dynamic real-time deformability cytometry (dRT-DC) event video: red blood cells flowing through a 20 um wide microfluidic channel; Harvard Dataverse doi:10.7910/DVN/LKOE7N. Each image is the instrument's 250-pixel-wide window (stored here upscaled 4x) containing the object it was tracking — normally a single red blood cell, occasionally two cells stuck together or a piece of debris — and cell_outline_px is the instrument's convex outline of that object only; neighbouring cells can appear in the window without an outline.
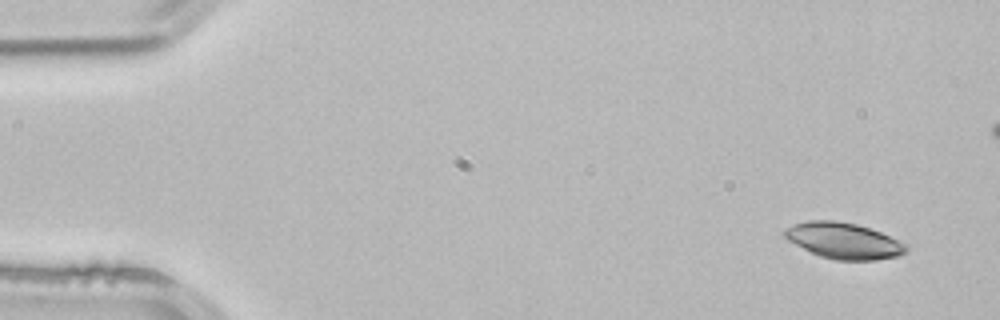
{"species": "common noctule bat (a hibernating species)", "species_latin": "Nyctalus noctula", "temperature_condition": "room temperature", "stored_images_in_passage": 4, "camera_frame_rate_fps": 3000, "um_per_image_px": 0.085, "animal": {"sex": "male", "body_mass_g": 21.5, "forearm_length_mm": 52.0}, "frame": {"image": 1, "passage_image": 1, "time_ms": 0.0, "image_size_px": [1000, 320], "cell_outline_px": [[908, 252], [896, 256], [876, 260], [836, 260], [820, 256], [788, 240], [784, 236], [784, 228], [808, 220], [836, 220], [856, 224], [880, 232], [908, 244]], "centroid_in_image_um": [71.74, 20.46], "position_along_channel_um": 13.3, "area_um2": 25.37}}